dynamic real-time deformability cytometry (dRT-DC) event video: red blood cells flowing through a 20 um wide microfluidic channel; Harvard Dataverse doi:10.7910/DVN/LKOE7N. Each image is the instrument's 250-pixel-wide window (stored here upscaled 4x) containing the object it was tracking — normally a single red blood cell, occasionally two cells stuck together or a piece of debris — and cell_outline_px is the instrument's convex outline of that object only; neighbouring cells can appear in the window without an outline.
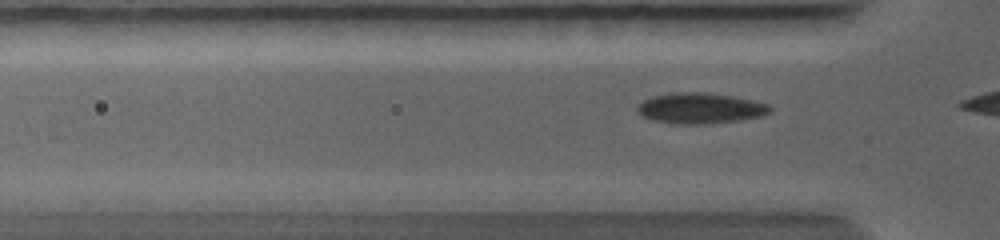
{"species": "common noctule bat (a hibernating species)", "species_latin": "Nyctalus noctula", "temperature_condition": "warm", "stored_images_in_passage": 6, "camera_frame_rate_fps": 5000, "um_per_image_px": 0.085, "animal": {"sex": "female", "body_mass_g": 19.0, "forearm_length_mm": 56.7}, "frame": {"image": 1, "passage_image": 4, "time_ms": 0.8, "image_size_px": [1000, 240], "cell_outline_px": [[772, 112], [764, 116], [740, 120], [704, 124], [672, 124], [652, 120], [644, 116], [636, 108], [636, 104], [652, 96], [672, 92], [700, 92], [732, 96], [752, 100], [768, 104], [772, 108]], "centroid_in_image_um": [59.53, 9.2], "position_along_channel_um": 66.3, "area_um2": 23.87}}